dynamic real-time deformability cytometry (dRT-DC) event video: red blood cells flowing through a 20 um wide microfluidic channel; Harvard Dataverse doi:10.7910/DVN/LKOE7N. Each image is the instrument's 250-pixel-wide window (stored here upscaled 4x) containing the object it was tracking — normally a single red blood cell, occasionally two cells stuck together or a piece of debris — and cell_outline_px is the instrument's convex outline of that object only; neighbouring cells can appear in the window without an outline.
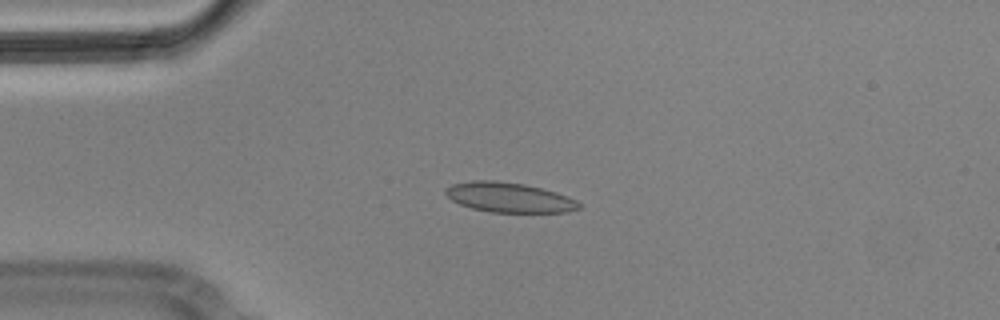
{"species": "Egyptian fruit bat (a non-hibernating species)", "species_latin": "Rousettus aegyptiacus", "temperature_condition": "cold", "stored_images_in_passage": 12, "camera_frame_rate_fps": 3000, "um_per_image_px": 0.085, "animal": {"sex": "male"}, "frame": {"image": 1, "passage_image": 1, "time_ms": 0.0, "image_size_px": [1000, 320], "cell_outline_px": [[580, 208], [568, 212], [492, 212], [472, 208], [460, 204], [452, 200], [444, 192], [444, 188], [452, 184], [472, 180], [496, 180], [524, 184], [556, 192], [568, 196], [576, 200], [580, 204]], "centroid_in_image_um": [43.26, 16.77], "position_along_channel_um": 41.7, "area_um2": 23.18}}
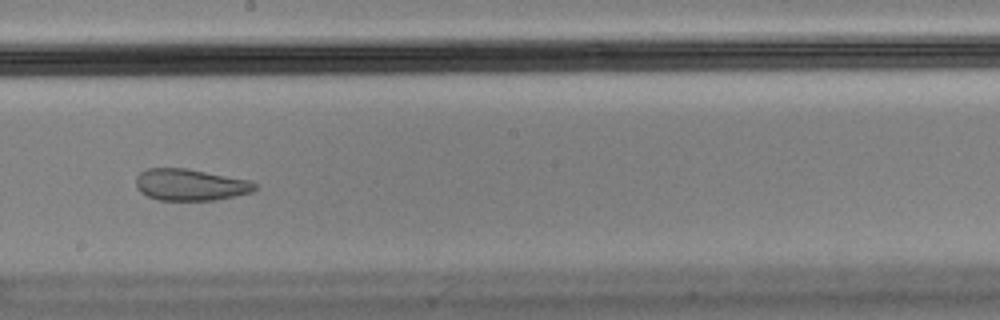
{"frame": {"image": 2, "passage_image": 6, "time_ms": 1.667, "image_size_px": [1000, 320], "cell_outline_px": [[256, 188], [252, 192], [216, 200], [160, 200], [148, 196], [140, 192], [136, 188], [136, 176], [140, 172], [148, 168], [184, 168], [248, 180], [256, 184]], "centroid_in_image_um": [16.13, 15.71], "position_along_channel_um": 232.1, "area_um2": 21.73}}